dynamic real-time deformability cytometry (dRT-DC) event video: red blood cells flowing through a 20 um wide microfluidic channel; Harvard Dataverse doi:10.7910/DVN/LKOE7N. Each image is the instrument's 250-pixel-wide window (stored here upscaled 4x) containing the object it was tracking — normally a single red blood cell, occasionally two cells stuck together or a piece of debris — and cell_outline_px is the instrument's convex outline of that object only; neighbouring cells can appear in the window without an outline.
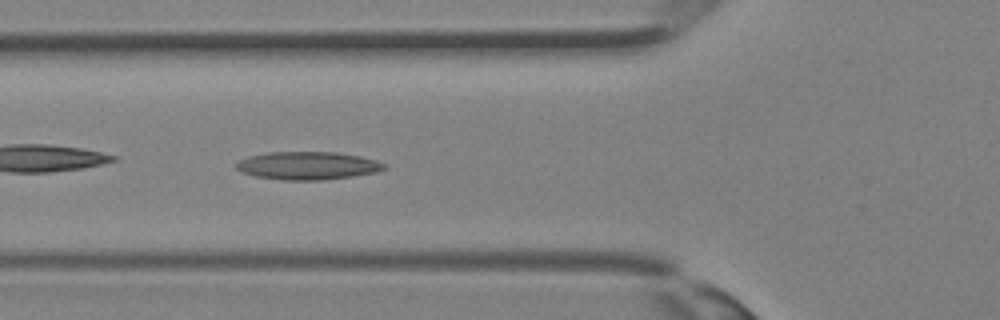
{"species": "Egyptian fruit bat (a non-hibernating species)", "species_latin": "Rousettus aegyptiacus", "temperature_condition": "room temperature", "stored_images_in_passage": 6, "camera_frame_rate_fps": 3000, "um_per_image_px": 0.085, "animal": {"sex": "female"}, "frame": {"image": 1, "passage_image": 6, "time_ms": 1.667, "image_size_px": [1000, 320], "cell_outline_px": [[388, 168], [376, 172], [352, 176], [320, 180], [284, 180], [256, 176], [240, 172], [236, 168], [236, 164], [240, 160], [248, 156], [268, 152], [336, 152], [360, 156], [376, 160], [388, 164]], "centroid_in_image_um": [26.18, 14.07], "position_along_channel_um": 99.6, "area_um2": 24.16}}